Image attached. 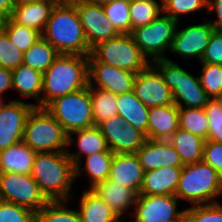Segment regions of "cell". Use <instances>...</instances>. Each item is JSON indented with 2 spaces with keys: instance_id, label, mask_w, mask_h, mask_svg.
I'll use <instances>...</instances> for the list:
<instances>
[{
  "instance_id": "obj_8",
  "label": "cell",
  "mask_w": 222,
  "mask_h": 222,
  "mask_svg": "<svg viewBox=\"0 0 222 222\" xmlns=\"http://www.w3.org/2000/svg\"><path fill=\"white\" fill-rule=\"evenodd\" d=\"M90 54L99 62L136 74L151 64L131 34H119L101 42L91 49Z\"/></svg>"
},
{
  "instance_id": "obj_16",
  "label": "cell",
  "mask_w": 222,
  "mask_h": 222,
  "mask_svg": "<svg viewBox=\"0 0 222 222\" xmlns=\"http://www.w3.org/2000/svg\"><path fill=\"white\" fill-rule=\"evenodd\" d=\"M212 32L213 28L208 20L181 29L177 25L170 52L182 56L184 60L196 58L200 63Z\"/></svg>"
},
{
  "instance_id": "obj_39",
  "label": "cell",
  "mask_w": 222,
  "mask_h": 222,
  "mask_svg": "<svg viewBox=\"0 0 222 222\" xmlns=\"http://www.w3.org/2000/svg\"><path fill=\"white\" fill-rule=\"evenodd\" d=\"M163 14L180 22L181 15L191 14L201 9L207 13V0H162Z\"/></svg>"
},
{
  "instance_id": "obj_36",
  "label": "cell",
  "mask_w": 222,
  "mask_h": 222,
  "mask_svg": "<svg viewBox=\"0 0 222 222\" xmlns=\"http://www.w3.org/2000/svg\"><path fill=\"white\" fill-rule=\"evenodd\" d=\"M2 30L7 34L10 42L22 53L26 52L42 37L39 31L17 24L11 18L6 19L5 26Z\"/></svg>"
},
{
  "instance_id": "obj_37",
  "label": "cell",
  "mask_w": 222,
  "mask_h": 222,
  "mask_svg": "<svg viewBox=\"0 0 222 222\" xmlns=\"http://www.w3.org/2000/svg\"><path fill=\"white\" fill-rule=\"evenodd\" d=\"M130 0H113L103 6L108 17L120 34H131L132 23L129 12Z\"/></svg>"
},
{
  "instance_id": "obj_23",
  "label": "cell",
  "mask_w": 222,
  "mask_h": 222,
  "mask_svg": "<svg viewBox=\"0 0 222 222\" xmlns=\"http://www.w3.org/2000/svg\"><path fill=\"white\" fill-rule=\"evenodd\" d=\"M59 0H39L14 7L11 19L43 33L52 8Z\"/></svg>"
},
{
  "instance_id": "obj_26",
  "label": "cell",
  "mask_w": 222,
  "mask_h": 222,
  "mask_svg": "<svg viewBox=\"0 0 222 222\" xmlns=\"http://www.w3.org/2000/svg\"><path fill=\"white\" fill-rule=\"evenodd\" d=\"M79 198L78 211L82 222H123L93 190L83 191Z\"/></svg>"
},
{
  "instance_id": "obj_32",
  "label": "cell",
  "mask_w": 222,
  "mask_h": 222,
  "mask_svg": "<svg viewBox=\"0 0 222 222\" xmlns=\"http://www.w3.org/2000/svg\"><path fill=\"white\" fill-rule=\"evenodd\" d=\"M94 126L118 114L117 95L97 87H89Z\"/></svg>"
},
{
  "instance_id": "obj_51",
  "label": "cell",
  "mask_w": 222,
  "mask_h": 222,
  "mask_svg": "<svg viewBox=\"0 0 222 222\" xmlns=\"http://www.w3.org/2000/svg\"><path fill=\"white\" fill-rule=\"evenodd\" d=\"M89 1L92 3H95V4H99L101 6H104V5L112 2L113 0H89Z\"/></svg>"
},
{
  "instance_id": "obj_15",
  "label": "cell",
  "mask_w": 222,
  "mask_h": 222,
  "mask_svg": "<svg viewBox=\"0 0 222 222\" xmlns=\"http://www.w3.org/2000/svg\"><path fill=\"white\" fill-rule=\"evenodd\" d=\"M34 103L12 100L0 108V151L22 141L28 114Z\"/></svg>"
},
{
  "instance_id": "obj_5",
  "label": "cell",
  "mask_w": 222,
  "mask_h": 222,
  "mask_svg": "<svg viewBox=\"0 0 222 222\" xmlns=\"http://www.w3.org/2000/svg\"><path fill=\"white\" fill-rule=\"evenodd\" d=\"M22 141L36 153L68 150L67 133L45 108L34 107L28 114Z\"/></svg>"
},
{
  "instance_id": "obj_11",
  "label": "cell",
  "mask_w": 222,
  "mask_h": 222,
  "mask_svg": "<svg viewBox=\"0 0 222 222\" xmlns=\"http://www.w3.org/2000/svg\"><path fill=\"white\" fill-rule=\"evenodd\" d=\"M175 195H137L133 222H175L185 217V209L177 211Z\"/></svg>"
},
{
  "instance_id": "obj_48",
  "label": "cell",
  "mask_w": 222,
  "mask_h": 222,
  "mask_svg": "<svg viewBox=\"0 0 222 222\" xmlns=\"http://www.w3.org/2000/svg\"><path fill=\"white\" fill-rule=\"evenodd\" d=\"M12 88V71L0 66V96Z\"/></svg>"
},
{
  "instance_id": "obj_12",
  "label": "cell",
  "mask_w": 222,
  "mask_h": 222,
  "mask_svg": "<svg viewBox=\"0 0 222 222\" xmlns=\"http://www.w3.org/2000/svg\"><path fill=\"white\" fill-rule=\"evenodd\" d=\"M70 1L76 6L90 49L120 34L106 17L103 6L89 0Z\"/></svg>"
},
{
  "instance_id": "obj_38",
  "label": "cell",
  "mask_w": 222,
  "mask_h": 222,
  "mask_svg": "<svg viewBox=\"0 0 222 222\" xmlns=\"http://www.w3.org/2000/svg\"><path fill=\"white\" fill-rule=\"evenodd\" d=\"M201 65L200 84L210 99H216L222 92V65Z\"/></svg>"
},
{
  "instance_id": "obj_17",
  "label": "cell",
  "mask_w": 222,
  "mask_h": 222,
  "mask_svg": "<svg viewBox=\"0 0 222 222\" xmlns=\"http://www.w3.org/2000/svg\"><path fill=\"white\" fill-rule=\"evenodd\" d=\"M135 154L144 172L166 166H184L168 140L147 139Z\"/></svg>"
},
{
  "instance_id": "obj_45",
  "label": "cell",
  "mask_w": 222,
  "mask_h": 222,
  "mask_svg": "<svg viewBox=\"0 0 222 222\" xmlns=\"http://www.w3.org/2000/svg\"><path fill=\"white\" fill-rule=\"evenodd\" d=\"M202 161L212 166L222 176V143L205 140Z\"/></svg>"
},
{
  "instance_id": "obj_27",
  "label": "cell",
  "mask_w": 222,
  "mask_h": 222,
  "mask_svg": "<svg viewBox=\"0 0 222 222\" xmlns=\"http://www.w3.org/2000/svg\"><path fill=\"white\" fill-rule=\"evenodd\" d=\"M12 71V89L19 92L21 97L36 98V107L42 108V84L43 74L24 64Z\"/></svg>"
},
{
  "instance_id": "obj_49",
  "label": "cell",
  "mask_w": 222,
  "mask_h": 222,
  "mask_svg": "<svg viewBox=\"0 0 222 222\" xmlns=\"http://www.w3.org/2000/svg\"><path fill=\"white\" fill-rule=\"evenodd\" d=\"M14 5L11 0H0V11L10 18L13 13Z\"/></svg>"
},
{
  "instance_id": "obj_19",
  "label": "cell",
  "mask_w": 222,
  "mask_h": 222,
  "mask_svg": "<svg viewBox=\"0 0 222 222\" xmlns=\"http://www.w3.org/2000/svg\"><path fill=\"white\" fill-rule=\"evenodd\" d=\"M178 129V106L170 104L149 108L147 139L168 140Z\"/></svg>"
},
{
  "instance_id": "obj_18",
  "label": "cell",
  "mask_w": 222,
  "mask_h": 222,
  "mask_svg": "<svg viewBox=\"0 0 222 222\" xmlns=\"http://www.w3.org/2000/svg\"><path fill=\"white\" fill-rule=\"evenodd\" d=\"M143 177L144 170L135 153L114 154L108 180L119 182L139 194Z\"/></svg>"
},
{
  "instance_id": "obj_50",
  "label": "cell",
  "mask_w": 222,
  "mask_h": 222,
  "mask_svg": "<svg viewBox=\"0 0 222 222\" xmlns=\"http://www.w3.org/2000/svg\"><path fill=\"white\" fill-rule=\"evenodd\" d=\"M14 7L22 5V4H28V3H33L39 0H11Z\"/></svg>"
},
{
  "instance_id": "obj_4",
  "label": "cell",
  "mask_w": 222,
  "mask_h": 222,
  "mask_svg": "<svg viewBox=\"0 0 222 222\" xmlns=\"http://www.w3.org/2000/svg\"><path fill=\"white\" fill-rule=\"evenodd\" d=\"M222 195V176L204 161L184 165L175 196L194 205L216 203Z\"/></svg>"
},
{
  "instance_id": "obj_24",
  "label": "cell",
  "mask_w": 222,
  "mask_h": 222,
  "mask_svg": "<svg viewBox=\"0 0 222 222\" xmlns=\"http://www.w3.org/2000/svg\"><path fill=\"white\" fill-rule=\"evenodd\" d=\"M36 152L23 141L0 151V173L31 174Z\"/></svg>"
},
{
  "instance_id": "obj_53",
  "label": "cell",
  "mask_w": 222,
  "mask_h": 222,
  "mask_svg": "<svg viewBox=\"0 0 222 222\" xmlns=\"http://www.w3.org/2000/svg\"><path fill=\"white\" fill-rule=\"evenodd\" d=\"M216 100L220 103L222 106V92L219 94V96L216 98Z\"/></svg>"
},
{
  "instance_id": "obj_21",
  "label": "cell",
  "mask_w": 222,
  "mask_h": 222,
  "mask_svg": "<svg viewBox=\"0 0 222 222\" xmlns=\"http://www.w3.org/2000/svg\"><path fill=\"white\" fill-rule=\"evenodd\" d=\"M93 190L116 214L121 217L128 213L127 210L134 208L137 193L119 182L105 180L97 184ZM125 213V214H124Z\"/></svg>"
},
{
  "instance_id": "obj_40",
  "label": "cell",
  "mask_w": 222,
  "mask_h": 222,
  "mask_svg": "<svg viewBox=\"0 0 222 222\" xmlns=\"http://www.w3.org/2000/svg\"><path fill=\"white\" fill-rule=\"evenodd\" d=\"M187 222H222V205L219 202L194 205L185 209Z\"/></svg>"
},
{
  "instance_id": "obj_13",
  "label": "cell",
  "mask_w": 222,
  "mask_h": 222,
  "mask_svg": "<svg viewBox=\"0 0 222 222\" xmlns=\"http://www.w3.org/2000/svg\"><path fill=\"white\" fill-rule=\"evenodd\" d=\"M89 87H97L116 95L133 91L136 73L118 69L88 56Z\"/></svg>"
},
{
  "instance_id": "obj_22",
  "label": "cell",
  "mask_w": 222,
  "mask_h": 222,
  "mask_svg": "<svg viewBox=\"0 0 222 222\" xmlns=\"http://www.w3.org/2000/svg\"><path fill=\"white\" fill-rule=\"evenodd\" d=\"M76 134V141L73 139V135ZM76 142L78 152H70L67 150L68 157L72 160L74 166L76 164H82L81 158L88 155L102 152L111 151L108 148L106 139L97 126L91 128L74 131L68 134V149L72 143Z\"/></svg>"
},
{
  "instance_id": "obj_34",
  "label": "cell",
  "mask_w": 222,
  "mask_h": 222,
  "mask_svg": "<svg viewBox=\"0 0 222 222\" xmlns=\"http://www.w3.org/2000/svg\"><path fill=\"white\" fill-rule=\"evenodd\" d=\"M179 128L207 140L209 121L204 108L178 107Z\"/></svg>"
},
{
  "instance_id": "obj_52",
  "label": "cell",
  "mask_w": 222,
  "mask_h": 222,
  "mask_svg": "<svg viewBox=\"0 0 222 222\" xmlns=\"http://www.w3.org/2000/svg\"><path fill=\"white\" fill-rule=\"evenodd\" d=\"M7 17L0 11V31L4 28Z\"/></svg>"
},
{
  "instance_id": "obj_1",
  "label": "cell",
  "mask_w": 222,
  "mask_h": 222,
  "mask_svg": "<svg viewBox=\"0 0 222 222\" xmlns=\"http://www.w3.org/2000/svg\"><path fill=\"white\" fill-rule=\"evenodd\" d=\"M42 37L60 54L89 56L91 53L78 11L70 0L55 4Z\"/></svg>"
},
{
  "instance_id": "obj_41",
  "label": "cell",
  "mask_w": 222,
  "mask_h": 222,
  "mask_svg": "<svg viewBox=\"0 0 222 222\" xmlns=\"http://www.w3.org/2000/svg\"><path fill=\"white\" fill-rule=\"evenodd\" d=\"M23 63V53L0 31V66L13 70Z\"/></svg>"
},
{
  "instance_id": "obj_10",
  "label": "cell",
  "mask_w": 222,
  "mask_h": 222,
  "mask_svg": "<svg viewBox=\"0 0 222 222\" xmlns=\"http://www.w3.org/2000/svg\"><path fill=\"white\" fill-rule=\"evenodd\" d=\"M0 200L39 211L49 201L31 174L0 173Z\"/></svg>"
},
{
  "instance_id": "obj_54",
  "label": "cell",
  "mask_w": 222,
  "mask_h": 222,
  "mask_svg": "<svg viewBox=\"0 0 222 222\" xmlns=\"http://www.w3.org/2000/svg\"><path fill=\"white\" fill-rule=\"evenodd\" d=\"M2 97H3V96H0V108H1V106L5 103Z\"/></svg>"
},
{
  "instance_id": "obj_2",
  "label": "cell",
  "mask_w": 222,
  "mask_h": 222,
  "mask_svg": "<svg viewBox=\"0 0 222 222\" xmlns=\"http://www.w3.org/2000/svg\"><path fill=\"white\" fill-rule=\"evenodd\" d=\"M74 168L67 151L42 152L35 155L31 175L48 201H70Z\"/></svg>"
},
{
  "instance_id": "obj_28",
  "label": "cell",
  "mask_w": 222,
  "mask_h": 222,
  "mask_svg": "<svg viewBox=\"0 0 222 222\" xmlns=\"http://www.w3.org/2000/svg\"><path fill=\"white\" fill-rule=\"evenodd\" d=\"M114 153L112 151H102L86 156L84 168L81 164L75 165V181L81 172H85L90 180L88 189H93L97 184L108 179L109 170L113 161Z\"/></svg>"
},
{
  "instance_id": "obj_43",
  "label": "cell",
  "mask_w": 222,
  "mask_h": 222,
  "mask_svg": "<svg viewBox=\"0 0 222 222\" xmlns=\"http://www.w3.org/2000/svg\"><path fill=\"white\" fill-rule=\"evenodd\" d=\"M0 222H35V212L15 203L0 200Z\"/></svg>"
},
{
  "instance_id": "obj_9",
  "label": "cell",
  "mask_w": 222,
  "mask_h": 222,
  "mask_svg": "<svg viewBox=\"0 0 222 222\" xmlns=\"http://www.w3.org/2000/svg\"><path fill=\"white\" fill-rule=\"evenodd\" d=\"M179 23L162 13V16L160 15L150 24L133 29L131 35L135 44L152 63L155 60L167 58L164 53L170 51Z\"/></svg>"
},
{
  "instance_id": "obj_7",
  "label": "cell",
  "mask_w": 222,
  "mask_h": 222,
  "mask_svg": "<svg viewBox=\"0 0 222 222\" xmlns=\"http://www.w3.org/2000/svg\"><path fill=\"white\" fill-rule=\"evenodd\" d=\"M47 110L68 134L94 126L89 86L51 101Z\"/></svg>"
},
{
  "instance_id": "obj_47",
  "label": "cell",
  "mask_w": 222,
  "mask_h": 222,
  "mask_svg": "<svg viewBox=\"0 0 222 222\" xmlns=\"http://www.w3.org/2000/svg\"><path fill=\"white\" fill-rule=\"evenodd\" d=\"M215 12L216 20L209 21L213 31L222 34V0H207V14Z\"/></svg>"
},
{
  "instance_id": "obj_35",
  "label": "cell",
  "mask_w": 222,
  "mask_h": 222,
  "mask_svg": "<svg viewBox=\"0 0 222 222\" xmlns=\"http://www.w3.org/2000/svg\"><path fill=\"white\" fill-rule=\"evenodd\" d=\"M130 0L132 30L150 24L163 13L162 0Z\"/></svg>"
},
{
  "instance_id": "obj_46",
  "label": "cell",
  "mask_w": 222,
  "mask_h": 222,
  "mask_svg": "<svg viewBox=\"0 0 222 222\" xmlns=\"http://www.w3.org/2000/svg\"><path fill=\"white\" fill-rule=\"evenodd\" d=\"M126 121L119 115H114L108 119H105L97 125L102 134L117 133L120 129H123Z\"/></svg>"
},
{
  "instance_id": "obj_55",
  "label": "cell",
  "mask_w": 222,
  "mask_h": 222,
  "mask_svg": "<svg viewBox=\"0 0 222 222\" xmlns=\"http://www.w3.org/2000/svg\"><path fill=\"white\" fill-rule=\"evenodd\" d=\"M175 222H187V219H186V217H184L182 220H180V221H175Z\"/></svg>"
},
{
  "instance_id": "obj_44",
  "label": "cell",
  "mask_w": 222,
  "mask_h": 222,
  "mask_svg": "<svg viewBox=\"0 0 222 222\" xmlns=\"http://www.w3.org/2000/svg\"><path fill=\"white\" fill-rule=\"evenodd\" d=\"M200 64L222 65V34L213 31Z\"/></svg>"
},
{
  "instance_id": "obj_20",
  "label": "cell",
  "mask_w": 222,
  "mask_h": 222,
  "mask_svg": "<svg viewBox=\"0 0 222 222\" xmlns=\"http://www.w3.org/2000/svg\"><path fill=\"white\" fill-rule=\"evenodd\" d=\"M183 166H166L144 172L140 195H175Z\"/></svg>"
},
{
  "instance_id": "obj_29",
  "label": "cell",
  "mask_w": 222,
  "mask_h": 222,
  "mask_svg": "<svg viewBox=\"0 0 222 222\" xmlns=\"http://www.w3.org/2000/svg\"><path fill=\"white\" fill-rule=\"evenodd\" d=\"M168 141L179 154L183 165L202 161L205 140L200 136L179 128Z\"/></svg>"
},
{
  "instance_id": "obj_42",
  "label": "cell",
  "mask_w": 222,
  "mask_h": 222,
  "mask_svg": "<svg viewBox=\"0 0 222 222\" xmlns=\"http://www.w3.org/2000/svg\"><path fill=\"white\" fill-rule=\"evenodd\" d=\"M204 109L209 121L207 140L222 143V106L216 99H210Z\"/></svg>"
},
{
  "instance_id": "obj_6",
  "label": "cell",
  "mask_w": 222,
  "mask_h": 222,
  "mask_svg": "<svg viewBox=\"0 0 222 222\" xmlns=\"http://www.w3.org/2000/svg\"><path fill=\"white\" fill-rule=\"evenodd\" d=\"M172 90L174 104L185 108H204L210 98L202 88L199 76H193L170 58L152 62Z\"/></svg>"
},
{
  "instance_id": "obj_3",
  "label": "cell",
  "mask_w": 222,
  "mask_h": 222,
  "mask_svg": "<svg viewBox=\"0 0 222 222\" xmlns=\"http://www.w3.org/2000/svg\"><path fill=\"white\" fill-rule=\"evenodd\" d=\"M88 85V56L60 54L43 73L42 108L54 99Z\"/></svg>"
},
{
  "instance_id": "obj_14",
  "label": "cell",
  "mask_w": 222,
  "mask_h": 222,
  "mask_svg": "<svg viewBox=\"0 0 222 222\" xmlns=\"http://www.w3.org/2000/svg\"><path fill=\"white\" fill-rule=\"evenodd\" d=\"M133 91L147 108L174 104L172 90L152 63L137 73Z\"/></svg>"
},
{
  "instance_id": "obj_31",
  "label": "cell",
  "mask_w": 222,
  "mask_h": 222,
  "mask_svg": "<svg viewBox=\"0 0 222 222\" xmlns=\"http://www.w3.org/2000/svg\"><path fill=\"white\" fill-rule=\"evenodd\" d=\"M60 53L43 37L23 53V63L42 74L52 65Z\"/></svg>"
},
{
  "instance_id": "obj_30",
  "label": "cell",
  "mask_w": 222,
  "mask_h": 222,
  "mask_svg": "<svg viewBox=\"0 0 222 222\" xmlns=\"http://www.w3.org/2000/svg\"><path fill=\"white\" fill-rule=\"evenodd\" d=\"M108 148L114 153H135L147 140L133 125L126 123L117 133L103 134Z\"/></svg>"
},
{
  "instance_id": "obj_25",
  "label": "cell",
  "mask_w": 222,
  "mask_h": 222,
  "mask_svg": "<svg viewBox=\"0 0 222 222\" xmlns=\"http://www.w3.org/2000/svg\"><path fill=\"white\" fill-rule=\"evenodd\" d=\"M118 114L133 125L134 129L147 138L149 108L135 95L134 91L117 95Z\"/></svg>"
},
{
  "instance_id": "obj_33",
  "label": "cell",
  "mask_w": 222,
  "mask_h": 222,
  "mask_svg": "<svg viewBox=\"0 0 222 222\" xmlns=\"http://www.w3.org/2000/svg\"><path fill=\"white\" fill-rule=\"evenodd\" d=\"M67 203L69 201H49L35 212V222H82L79 211L70 209Z\"/></svg>"
}]
</instances>
